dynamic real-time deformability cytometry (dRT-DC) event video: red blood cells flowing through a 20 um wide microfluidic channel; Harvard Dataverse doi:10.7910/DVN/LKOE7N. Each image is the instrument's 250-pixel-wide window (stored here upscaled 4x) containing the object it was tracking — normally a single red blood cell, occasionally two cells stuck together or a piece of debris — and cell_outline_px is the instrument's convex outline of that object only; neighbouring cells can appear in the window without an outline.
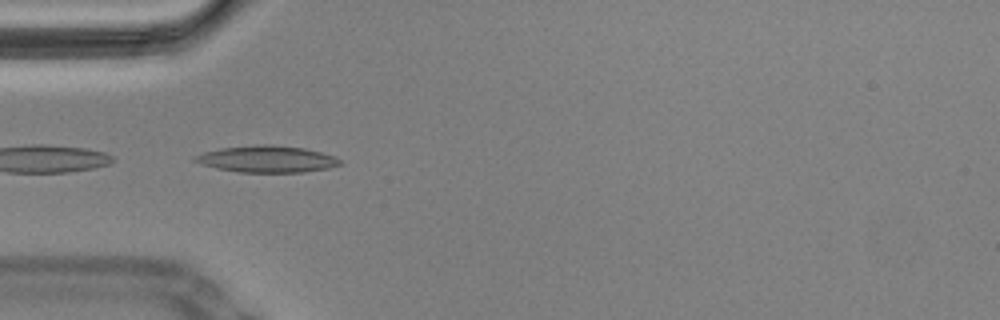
{"species": "Egyptian fruit bat (a non-hibernating species)", "species_latin": "Rousettus aegyptiacus", "temperature_condition": "cold", "stored_images_in_passage": 11, "camera_frame_rate_fps": 3000, "um_per_image_px": 0.085, "animal": {"sex": "male"}, "frame": {"image": 1, "passage_image": 7, "time_ms": 2.0, "image_size_px": [1000, 320], "cell_outline_px": [[344, 164], [328, 168], [304, 172], [240, 172], [216, 168], [192, 160], [192, 156], [204, 152], [220, 148], [256, 144], [272, 144], [304, 148], [336, 156]], "centroid_in_image_um": [22.71, 13.51], "position_along_channel_um": 62.3, "area_um2": 22.66}}